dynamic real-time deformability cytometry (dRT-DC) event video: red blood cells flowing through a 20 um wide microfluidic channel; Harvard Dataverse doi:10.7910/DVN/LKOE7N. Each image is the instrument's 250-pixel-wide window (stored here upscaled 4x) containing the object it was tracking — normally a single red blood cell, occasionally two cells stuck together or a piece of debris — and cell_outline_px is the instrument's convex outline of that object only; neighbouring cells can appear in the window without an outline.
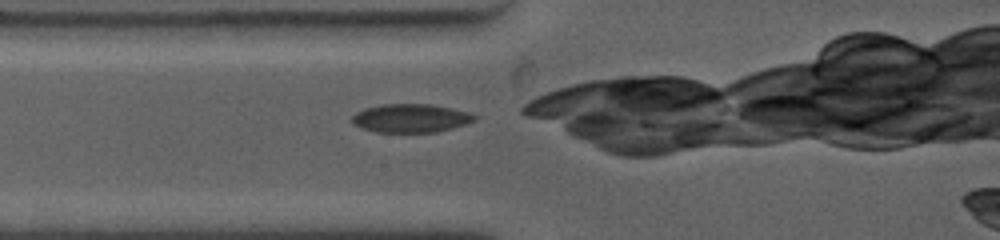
{"species": "common noctule bat (a hibernating species)", "species_latin": "Nyctalus noctula", "temperature_condition": "warm", "stored_images_in_passage": 5, "camera_frame_rate_fps": 4500, "um_per_image_px": 0.085, "animal": {"sex": "female", "body_mass_g": 19.0, "forearm_length_mm": 53.3}, "frame": {"image": 1, "passage_image": 1, "time_ms": 0.0, "image_size_px": [1000, 240], "cell_outline_px": [[480, 116], [476, 120], [452, 128], [436, 132], [376, 132], [360, 128], [352, 124], [352, 116], [356, 112], [364, 108], [384, 104], [428, 104], [452, 108], [468, 112]], "centroid_in_image_um": [34.9, 10.05], "position_along_channel_um": 50.1, "area_um2": 20.46}}